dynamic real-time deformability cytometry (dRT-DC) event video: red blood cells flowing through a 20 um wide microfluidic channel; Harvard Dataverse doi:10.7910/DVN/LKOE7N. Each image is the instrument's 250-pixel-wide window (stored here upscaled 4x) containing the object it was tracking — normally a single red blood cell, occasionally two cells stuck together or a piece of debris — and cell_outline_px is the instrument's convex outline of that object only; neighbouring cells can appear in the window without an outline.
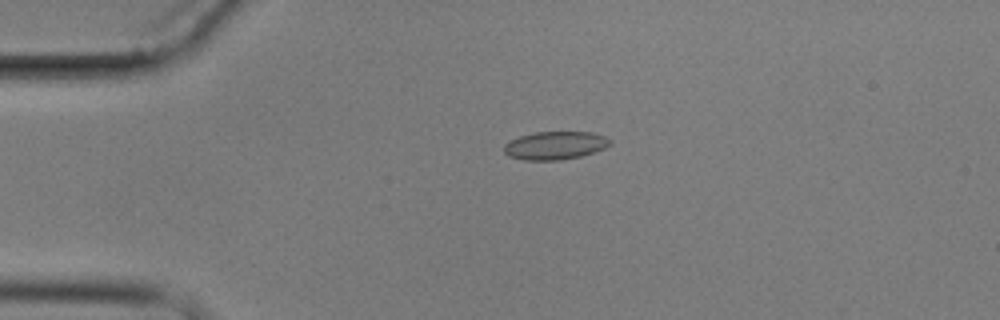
{"species": "common noctule bat (a hibernating species)", "species_latin": "Nyctalus noctula", "temperature_condition": "cold", "stored_images_in_passage": 5, "camera_frame_rate_fps": 3000, "um_per_image_px": 0.085, "animal": {"sex": "male", "body_mass_g": 17.9}, "frame": {"image": 1, "passage_image": 4, "time_ms": 3.333, "image_size_px": [1000, 320], "cell_outline_px": [[612, 144], [604, 148], [580, 156], [560, 160], [524, 160], [508, 156], [504, 152], [504, 144], [508, 140], [520, 136], [536, 132], [592, 132], [604, 136], [612, 140]], "centroid_in_image_um": [47.16, 12.36], "position_along_channel_um": 37.8, "area_um2": 17.4}}